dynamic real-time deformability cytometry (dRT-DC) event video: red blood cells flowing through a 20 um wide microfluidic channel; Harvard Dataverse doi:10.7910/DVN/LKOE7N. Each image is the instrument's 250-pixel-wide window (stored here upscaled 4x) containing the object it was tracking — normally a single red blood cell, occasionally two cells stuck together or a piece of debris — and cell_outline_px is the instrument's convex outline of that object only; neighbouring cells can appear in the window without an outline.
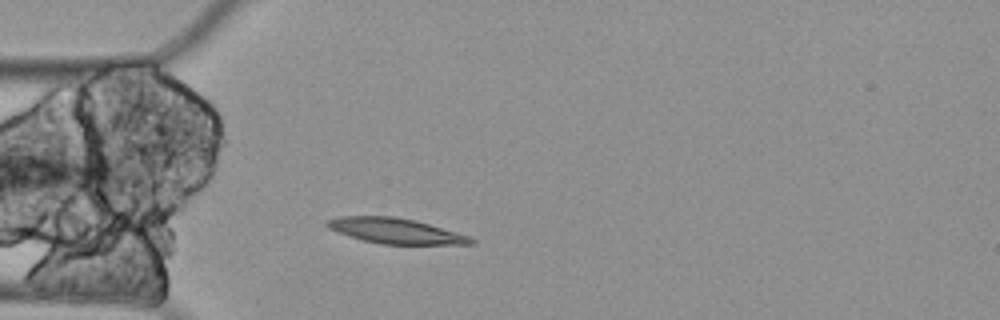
{"species": "Egyptian fruit bat (a non-hibernating species)", "species_latin": "Rousettus aegyptiacus", "temperature_condition": "cold", "stored_images_in_passage": 2, "camera_frame_rate_fps": 3000, "um_per_image_px": 0.085, "animal": {"sex": "female"}, "frame": {"image": 1, "passage_image": 2, "time_ms": 0.333, "image_size_px": [1000, 320], "cell_outline_px": [[476, 244], [380, 244], [348, 236], [336, 232], [328, 228], [324, 224], [328, 220], [340, 216], [392, 216], [416, 220], [472, 236], [476, 240]], "centroid_in_image_um": [33.66, 19.62], "position_along_channel_um": 51.3, "area_um2": 21.44}}